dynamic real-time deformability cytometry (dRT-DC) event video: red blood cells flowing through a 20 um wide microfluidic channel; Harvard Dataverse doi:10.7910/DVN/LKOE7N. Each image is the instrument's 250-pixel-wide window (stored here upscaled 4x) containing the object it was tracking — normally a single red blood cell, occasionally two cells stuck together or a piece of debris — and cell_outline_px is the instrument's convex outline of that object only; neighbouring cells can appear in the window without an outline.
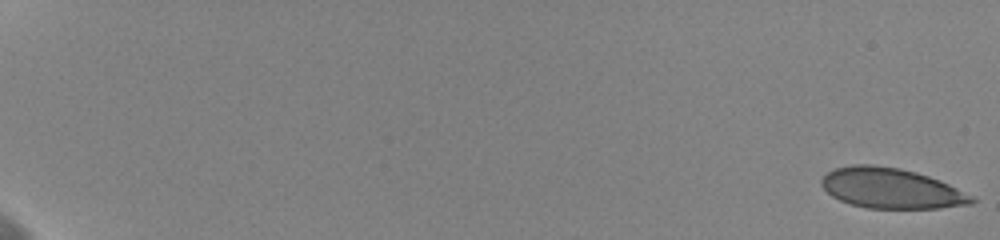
{"species": "human", "species_latin": "Homo sapiens", "temperature_condition": "cold", "stored_images_in_passage": 59, "camera_frame_rate_fps": 3000, "um_per_image_px": 0.085, "donor": {"sex": "female"}, "frame": {"image": 1, "passage_image": 1, "time_ms": 0.0, "image_size_px": [1000, 240], "cell_outline_px": [[976, 200], [972, 204], [940, 208], [868, 208], [852, 204], [840, 200], [832, 196], [820, 184], [820, 180], [828, 172], [836, 168], [852, 164], [872, 164], [900, 168], [916, 172], [940, 180], [972, 196]], "centroid_in_image_um": [75.74, 16.0], "position_along_channel_um": 9.3, "area_um2": 35.08}}
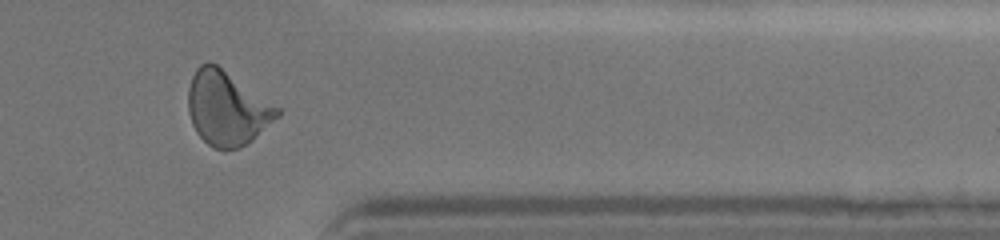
{"frame": {"image": 2, "passage_image": 51, "time_ms": 16.667, "image_size_px": [1000, 240], "cell_outline_px": [[280, 116], [252, 140], [240, 148], [212, 148], [196, 132], [192, 124], [188, 112], [188, 88], [192, 76], [196, 68], [200, 64], [208, 60], [216, 64], [280, 108]], "centroid_in_image_um": [19.28, 9.19], "position_along_channel_um": 392.1, "area_um2": 38.32}}
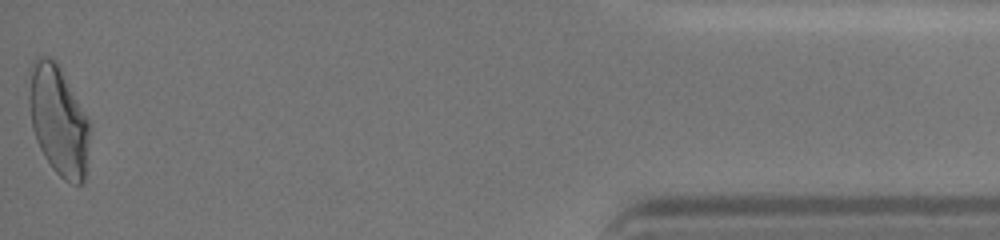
{"frame": {"image": 3, "passage_image": 59, "time_ms": 19.333, "image_size_px": [1000, 240], "cell_outline_px": [[92, 128], [84, 180], [80, 184], [76, 184], [64, 180], [52, 168], [44, 156], [36, 140], [32, 128], [28, 100], [28, 68], [36, 56], [48, 56], [56, 60], [92, 124]], "centroid_in_image_um": [4.96, 10.19], "position_along_channel_um": 430.2, "area_um2": 39.71}, "authors_computed_cell_mechanics": {"area_um2": 36.8186, "velocity_mm_per_s": 3.6258, "shape_relaxation_time_tau1_ms": 9.2575, "shape_relaxation_time_tau2_ms": null, "deformation_change_tau1": 0.2009, "deformation_change_tau2": null}}